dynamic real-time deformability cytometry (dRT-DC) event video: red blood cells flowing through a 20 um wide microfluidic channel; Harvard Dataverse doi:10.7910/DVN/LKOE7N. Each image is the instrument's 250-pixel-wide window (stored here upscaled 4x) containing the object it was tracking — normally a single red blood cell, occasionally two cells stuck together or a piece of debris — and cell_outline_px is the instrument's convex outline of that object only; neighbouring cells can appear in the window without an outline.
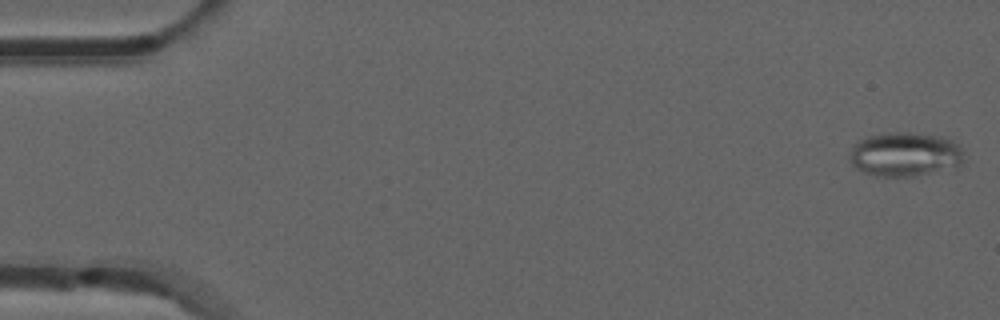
{"species": "common noctule bat (a hibernating species)", "species_latin": "Nyctalus noctula", "temperature_condition": "room temperature", "stored_images_in_passage": 52, "camera_frame_rate_fps": 3000, "um_per_image_px": 0.085, "animal": {"sex": "male", "forearm_length_mm": 52.5}, "frame": {"image": 1, "passage_image": 1, "time_ms": 0.0, "image_size_px": [1000, 320], "cell_outline_px": [[968, 156], [960, 164], [916, 176], [876, 176], [864, 172], [856, 168], [852, 164], [852, 144], [856, 140], [880, 132], [908, 132], [944, 136], [952, 140]], "centroid_in_image_um": [76.92, 13.08], "position_along_channel_um": 8.1, "area_um2": 29.54}}
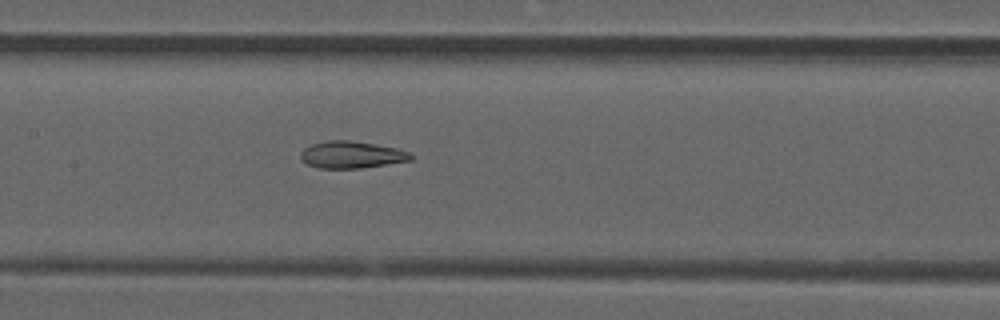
{"frame": {"image": 2, "passage_image": 25, "time_ms": 8.0, "image_size_px": [1000, 320], "cell_outline_px": [[412, 160], [360, 168], [320, 168], [308, 164], [300, 156], [300, 152], [304, 148], [312, 144], [328, 140], [348, 140], [396, 148], [408, 152], [412, 156]], "centroid_in_image_um": [29.86, 13.15], "position_along_channel_um": 177.5, "area_um2": 16.99}}
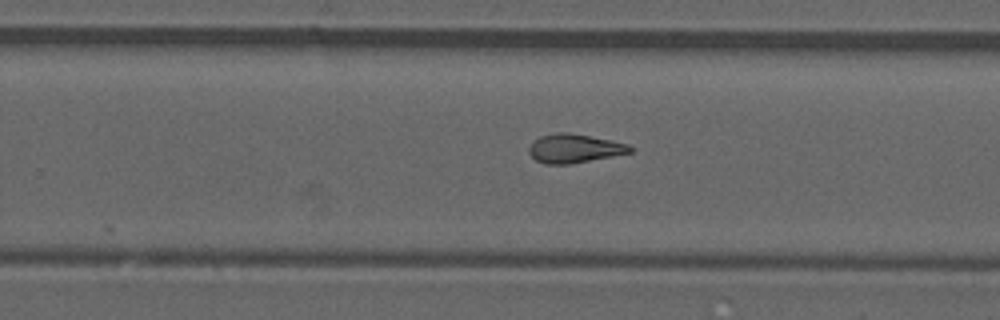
{"frame": {"image": 3, "passage_image": 33, "time_ms": 10.667, "image_size_px": [1000, 320], "cell_outline_px": [[632, 152], [572, 164], [544, 164], [536, 160], [528, 152], [528, 148], [540, 136], [556, 132], [568, 132], [612, 140], [628, 144], [632, 148]], "centroid_in_image_um": [48.82, 12.62], "position_along_channel_um": 281.0, "area_um2": 16.94}, "authors_computed_cell_mechanics": {"area_um2": 17.4845, "velocity_mm_per_s": 3.8952, "shape_relaxation_time_tau1_ms": null, "shape_relaxation_time_tau2_ms": 3.3686, "deformation_change_tau1": null, "deformation_change_tau2": 0.125}}